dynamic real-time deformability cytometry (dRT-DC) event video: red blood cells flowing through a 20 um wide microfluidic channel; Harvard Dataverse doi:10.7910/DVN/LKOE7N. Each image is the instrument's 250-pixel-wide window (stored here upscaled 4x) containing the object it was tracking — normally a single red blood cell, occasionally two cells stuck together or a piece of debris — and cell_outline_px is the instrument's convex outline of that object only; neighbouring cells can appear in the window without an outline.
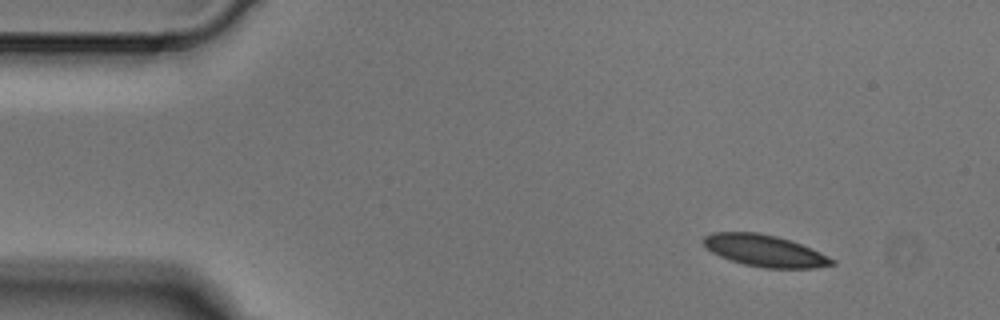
{"species": "Egyptian fruit bat (a non-hibernating species)", "species_latin": "Rousettus aegyptiacus", "temperature_condition": "cold", "stored_images_in_passage": 3, "camera_frame_rate_fps": 3000, "um_per_image_px": 0.085, "animal": {"sex": "male"}, "frame": {"image": 1, "passage_image": 1, "time_ms": 0.0, "image_size_px": [1000, 320], "cell_outline_px": [[836, 264], [816, 268], [764, 268], [744, 264], [720, 256], [704, 248], [700, 240], [704, 236], [712, 232], [760, 232], [792, 240], [812, 248], [836, 260]], "centroid_in_image_um": [64.99, 21.3], "position_along_channel_um": 20.0, "area_um2": 24.1}}